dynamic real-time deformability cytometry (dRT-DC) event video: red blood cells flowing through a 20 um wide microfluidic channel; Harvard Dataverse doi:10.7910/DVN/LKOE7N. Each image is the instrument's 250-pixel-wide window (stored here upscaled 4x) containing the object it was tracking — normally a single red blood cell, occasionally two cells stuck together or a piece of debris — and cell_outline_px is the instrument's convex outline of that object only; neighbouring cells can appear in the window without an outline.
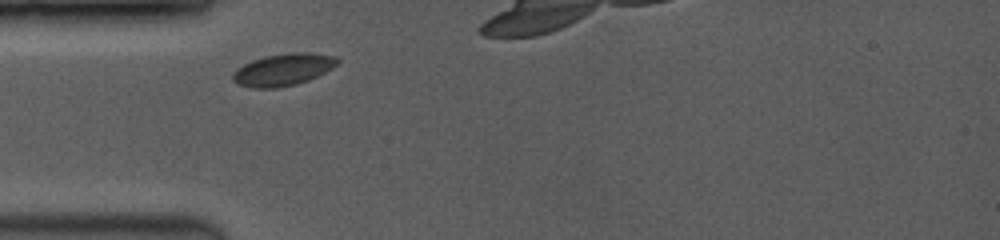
{"species": "common noctule bat (a hibernating species)", "species_latin": "Nyctalus noctula", "temperature_condition": "room temperature", "stored_images_in_passage": 17, "camera_frame_rate_fps": 3500, "um_per_image_px": 0.085, "animal": {"sex": "female", "body_mass_g": 19.0, "forearm_length_mm": 53.3}, "frame": {"image": 1, "passage_image": 1, "time_ms": 0.0, "image_size_px": [1000, 240], "cell_outline_px": [[340, 60], [332, 68], [308, 80], [296, 84], [276, 88], [252, 88], [240, 84], [232, 80], [232, 72], [236, 68], [252, 60], [264, 56], [292, 52], [312, 52], [336, 56]], "centroid_in_image_um": [24.06, 5.9], "position_along_channel_um": 60.9, "area_um2": 19.59}}
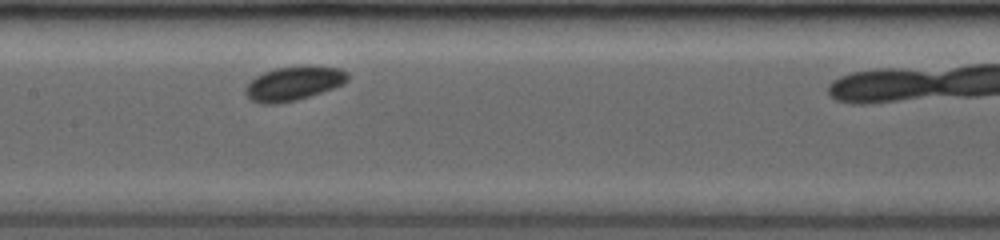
{"frame": {"image": 2, "passage_image": 8, "time_ms": 3.143, "image_size_px": [1000, 240], "cell_outline_px": [[348, 80], [344, 84], [296, 100], [272, 104], [260, 104], [252, 100], [244, 92], [244, 88], [256, 76], [264, 72], [276, 68], [308, 64], [340, 68], [348, 72]], "centroid_in_image_um": [24.98, 7.06], "position_along_channel_um": 182.4, "area_um2": 20.4}}
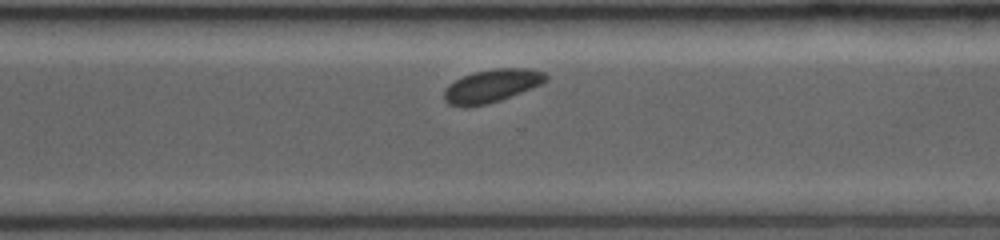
{"frame": {"image": 3, "passage_image": 16, "time_ms": 6.857, "image_size_px": [1000, 240], "cell_outline_px": [[548, 80], [532, 88], [500, 100], [484, 104], [464, 108], [460, 108], [448, 104], [444, 100], [444, 92], [448, 84], [464, 76], [476, 72], [496, 68], [528, 68], [544, 72], [548, 76]], "centroid_in_image_um": [41.78, 7.31], "position_along_channel_um": 328.8, "area_um2": 19.54}}